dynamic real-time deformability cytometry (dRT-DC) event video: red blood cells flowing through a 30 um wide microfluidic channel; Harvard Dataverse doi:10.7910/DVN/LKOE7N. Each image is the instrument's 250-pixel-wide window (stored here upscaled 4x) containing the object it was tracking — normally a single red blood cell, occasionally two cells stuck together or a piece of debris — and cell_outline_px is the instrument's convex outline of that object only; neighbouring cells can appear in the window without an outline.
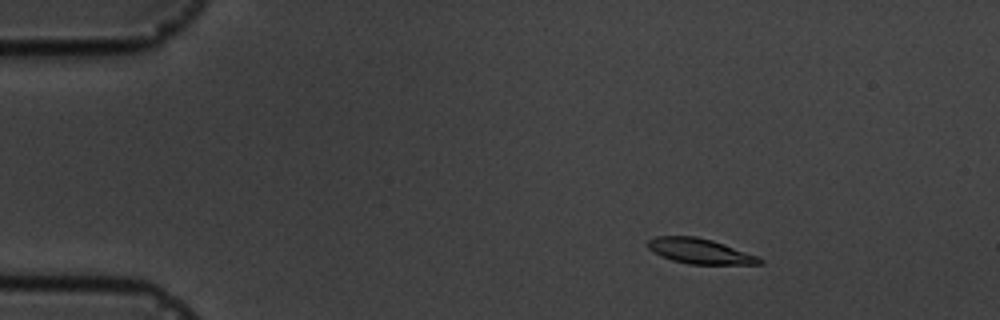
{"species": "common noctule bat (a hibernating species)", "species_latin": "Nyctalus noctula", "temperature_condition": "cold", "stored_images_in_passage": 5, "camera_frame_rate_fps": 3000, "um_per_image_px": 0.085, "animal": {"sex": "male", "body_mass_g": 19.5, "forearm_length_mm": 54.6}, "frame": {"image": 1, "passage_image": 3, "time_ms": 2.0, "image_size_px": [1000, 320], "cell_outline_px": [[764, 264], [688, 264], [672, 260], [648, 248], [648, 240], [656, 236], [696, 236], [712, 240], [724, 244], [756, 256], [764, 260]], "centroid_in_image_um": [59.5, 21.34], "position_along_channel_um": 25.5, "area_um2": 16.13}}
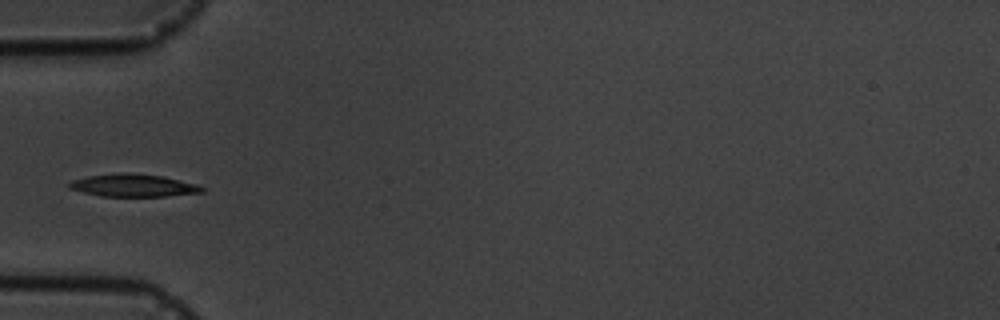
{"frame": {"image": 2, "passage_image": 5, "time_ms": 5.333, "image_size_px": [1000, 320], "cell_outline_px": [[204, 192], [168, 196], [100, 196], [68, 188], [68, 184], [72, 180], [88, 176], [164, 176], [196, 184], [204, 188]], "centroid_in_image_um": [11.38, 15.82], "position_along_channel_um": 73.6, "area_um2": 16.3}}